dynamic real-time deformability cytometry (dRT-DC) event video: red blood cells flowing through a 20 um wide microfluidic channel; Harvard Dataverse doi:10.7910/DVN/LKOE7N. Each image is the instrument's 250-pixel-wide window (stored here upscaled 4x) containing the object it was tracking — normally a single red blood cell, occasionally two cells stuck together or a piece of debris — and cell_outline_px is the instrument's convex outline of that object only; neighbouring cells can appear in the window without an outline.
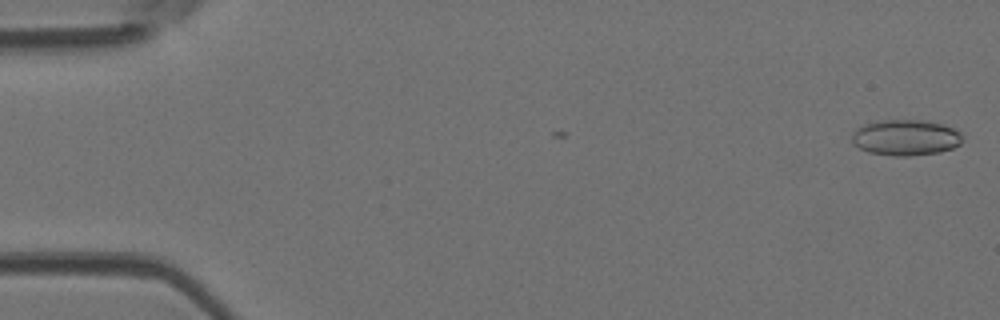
{"species": "Egyptian fruit bat (a non-hibernating species)", "species_latin": "Rousettus aegyptiacus", "temperature_condition": "room temperature", "stored_images_in_passage": 5, "camera_frame_rate_fps": 3000, "um_per_image_px": 0.085, "animal": {"sex": "female"}, "frame": {"image": 1, "passage_image": 1, "time_ms": 0.0, "image_size_px": [1000, 320], "cell_outline_px": [[964, 140], [960, 144], [952, 148], [940, 152], [908, 156], [892, 156], [868, 152], [852, 144], [852, 132], [856, 128], [864, 124], [876, 120], [928, 120], [944, 124], [960, 132], [964, 136]], "centroid_in_image_um": [76.98, 11.68], "position_along_channel_um": 8.0, "area_um2": 23.52}}